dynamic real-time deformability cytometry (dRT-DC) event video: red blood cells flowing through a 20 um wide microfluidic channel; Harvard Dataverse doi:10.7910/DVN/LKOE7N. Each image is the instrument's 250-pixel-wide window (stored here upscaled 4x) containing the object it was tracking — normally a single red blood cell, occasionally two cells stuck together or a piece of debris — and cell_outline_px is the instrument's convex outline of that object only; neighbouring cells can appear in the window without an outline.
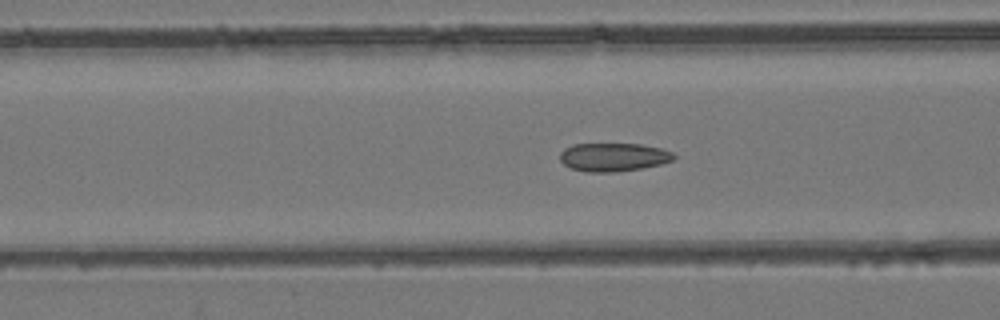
{"species": "common noctule bat (a hibernating species)", "species_latin": "Nyctalus noctula", "temperature_condition": "room temperature", "stored_images_in_passage": 44, "camera_frame_rate_fps": 3000, "um_per_image_px": 0.085, "animal": {"sex": "female", "body_mass_g": 24.6, "forearm_length_mm": 56.2}, "frame": {"image": 1, "passage_image": 21, "time_ms": 6.667, "image_size_px": [1000, 320], "cell_outline_px": [[676, 156], [672, 160], [660, 164], [640, 168], [616, 172], [588, 172], [572, 168], [564, 164], [560, 160], [560, 152], [564, 148], [572, 144], [640, 144], [660, 148], [672, 152]], "centroid_in_image_um": [52.12, 13.35], "position_along_channel_um": 114.5, "area_um2": 18.73}}
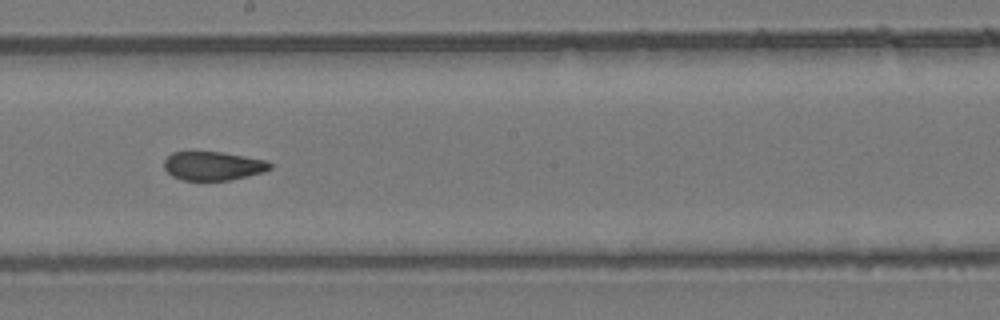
{"frame": {"image": 2, "passage_image": 30, "time_ms": 9.667, "image_size_px": [1000, 320], "cell_outline_px": [[272, 168], [248, 176], [228, 180], [184, 180], [172, 176], [164, 168], [164, 160], [172, 152], [224, 152], [264, 160], [272, 164]], "centroid_in_image_um": [18.08, 14.1], "position_along_channel_um": 230.1, "area_um2": 17.57}}
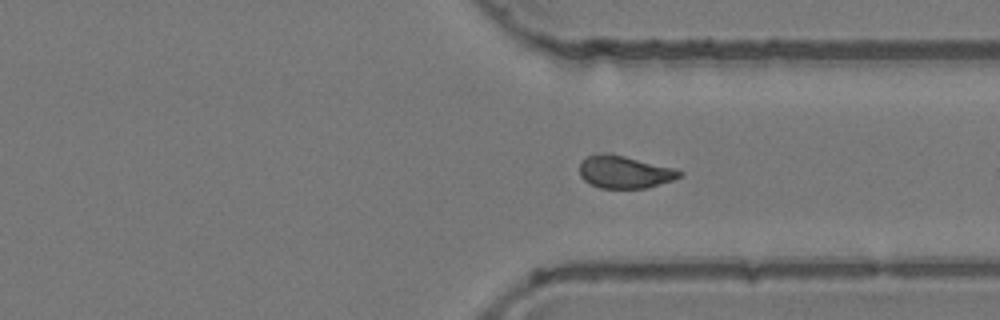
{"frame": {"image": 3, "passage_image": 40, "time_ms": 13.0, "image_size_px": [1000, 320], "cell_outline_px": [[684, 172], [680, 176], [672, 180], [648, 188], [600, 188], [584, 180], [580, 176], [580, 164], [588, 156], [600, 152], [608, 152], [672, 168]], "centroid_in_image_um": [53.06, 14.62], "position_along_channel_um": 358.3, "area_um2": 18.73}, "authors_computed_cell_mechanics": {"area_um2": 19.3052, "velocity_mm_per_s": 3.8501, "shape_relaxation_time_tau1_ms": null, "shape_relaxation_time_tau2_ms": 1.3305, "deformation_change_tau1": null, "deformation_change_tau2": 0.0707}}